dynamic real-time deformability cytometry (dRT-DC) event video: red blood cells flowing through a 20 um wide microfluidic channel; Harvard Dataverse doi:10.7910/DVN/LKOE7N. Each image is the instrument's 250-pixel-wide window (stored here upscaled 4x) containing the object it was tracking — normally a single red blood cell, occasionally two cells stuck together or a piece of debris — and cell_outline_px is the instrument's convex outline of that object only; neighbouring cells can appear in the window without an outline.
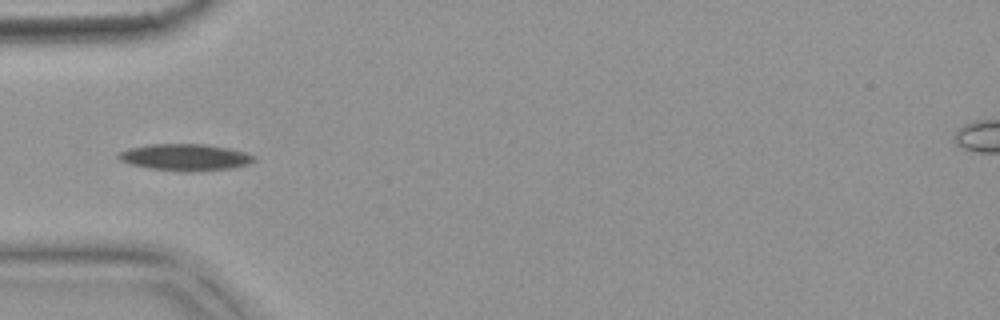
{"species": "common noctule bat (a hibernating species)", "species_latin": "Nyctalus noctula", "temperature_condition": "warm", "stored_images_in_passage": 10, "camera_frame_rate_fps": 3000, "um_per_image_px": 0.085, "animal": {"sex": "female", "body_mass_g": 18.4}, "frame": {"image": 1, "passage_image": 4, "time_ms": 1.0, "image_size_px": [1000, 320], "cell_outline_px": [[256, 160], [248, 164], [232, 168], [188, 172], [184, 172], [152, 168], [128, 164], [120, 160], [116, 156], [120, 152], [128, 148], [148, 144], [204, 144], [228, 148], [244, 152], [256, 156]], "centroid_in_image_um": [15.73, 13.36], "position_along_channel_um": 69.3, "area_um2": 21.1}}
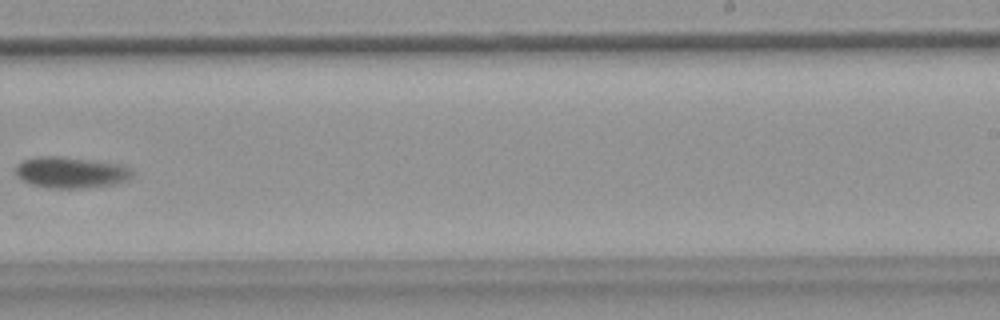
{"frame": {"image": 2, "passage_image": 9, "time_ms": 2.667, "image_size_px": [1000, 320], "cell_outline_px": [[132, 176], [124, 180], [112, 184], [84, 188], [52, 188], [32, 184], [16, 176], [16, 164], [24, 160], [40, 156], [64, 156], [120, 164], [132, 168]], "centroid_in_image_um": [6.01, 14.64], "position_along_channel_um": 283.0, "area_um2": 21.04}}